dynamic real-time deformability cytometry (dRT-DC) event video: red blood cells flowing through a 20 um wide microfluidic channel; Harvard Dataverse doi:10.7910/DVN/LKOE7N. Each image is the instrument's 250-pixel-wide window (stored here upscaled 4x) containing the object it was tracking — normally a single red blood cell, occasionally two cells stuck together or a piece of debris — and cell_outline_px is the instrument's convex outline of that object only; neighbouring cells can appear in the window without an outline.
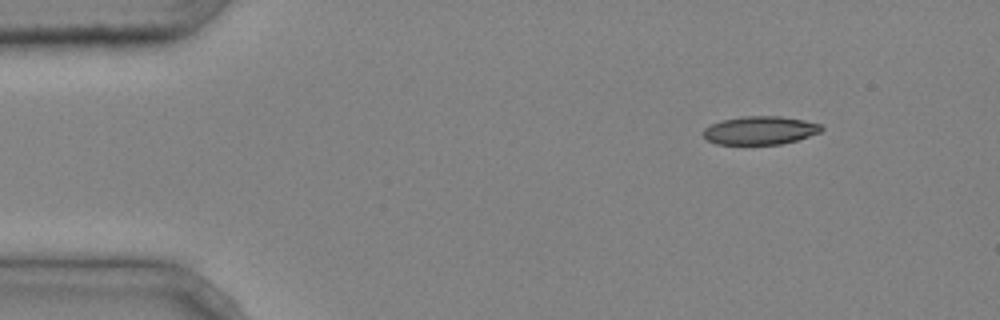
{"species": "common noctule bat (a hibernating species)", "species_latin": "Nyctalus noctula", "temperature_condition": "cold", "stored_images_in_passage": 3, "camera_frame_rate_fps": 3000, "um_per_image_px": 0.085, "animal": {"sex": "male", "body_mass_g": 20.4}, "frame": {"image": 1, "passage_image": 1, "time_ms": 0.0, "image_size_px": [1000, 320], "cell_outline_px": [[824, 128], [820, 132], [796, 140], [780, 144], [716, 144], [708, 140], [700, 132], [704, 128], [720, 120], [740, 116], [780, 116], [804, 120], [820, 124]], "centroid_in_image_um": [64.57, 11.07], "position_along_channel_um": 20.4, "area_um2": 19.54}}
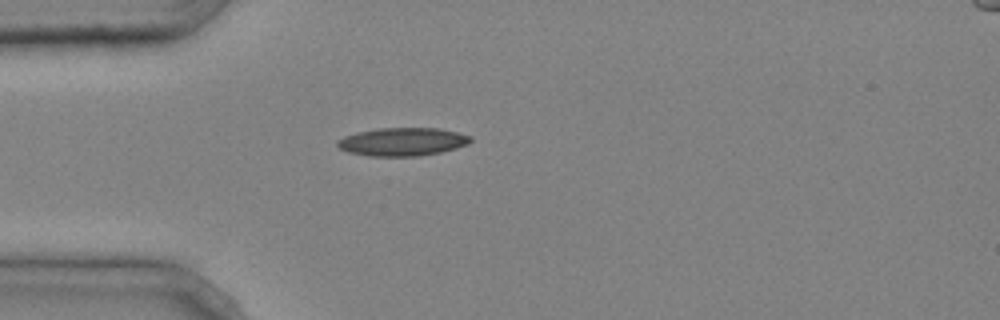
{"frame": {"image": 2, "passage_image": 3, "time_ms": 0.667, "image_size_px": [1000, 320], "cell_outline_px": [[472, 140], [468, 144], [456, 148], [440, 152], [420, 156], [368, 156], [348, 152], [340, 148], [336, 144], [336, 140], [344, 136], [356, 132], [380, 128], [440, 128], [472, 136]], "centroid_in_image_um": [34.2, 12.05], "position_along_channel_um": 50.8, "area_um2": 21.96}}